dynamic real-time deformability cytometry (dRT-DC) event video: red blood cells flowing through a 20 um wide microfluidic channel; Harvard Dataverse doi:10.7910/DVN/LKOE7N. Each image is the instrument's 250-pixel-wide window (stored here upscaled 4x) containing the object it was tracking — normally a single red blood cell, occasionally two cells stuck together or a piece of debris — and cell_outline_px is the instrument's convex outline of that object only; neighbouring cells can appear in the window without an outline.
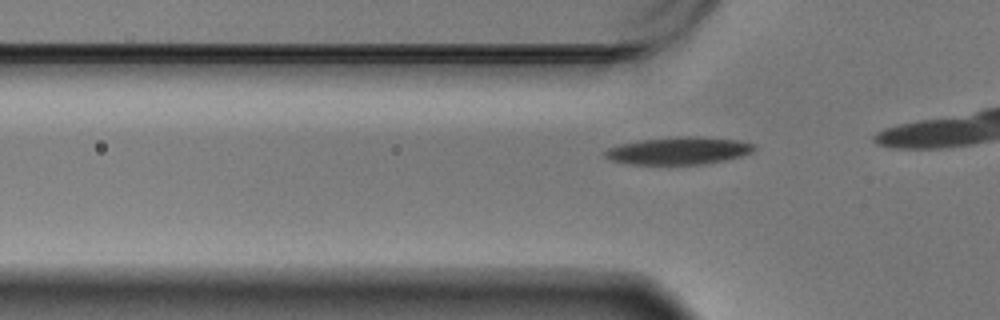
{"species": "Egyptian fruit bat (a non-hibernating species)", "species_latin": "Rousettus aegyptiacus", "temperature_condition": "warm", "stored_images_in_passage": 17, "camera_frame_rate_fps": 3000, "um_per_image_px": 0.085, "animal": {"sex": "male"}, "frame": {"image": 1, "passage_image": 11, "time_ms": 3.333, "image_size_px": [1000, 320], "cell_outline_px": [[756, 148], [752, 152], [744, 156], [704, 164], [628, 164], [612, 160], [604, 156], [604, 152], [608, 148], [620, 144], [640, 140], [676, 136], [696, 136], [736, 140], [756, 144]], "centroid_in_image_um": [57.71, 12.81], "position_along_channel_um": 68.1, "area_um2": 23.93}}
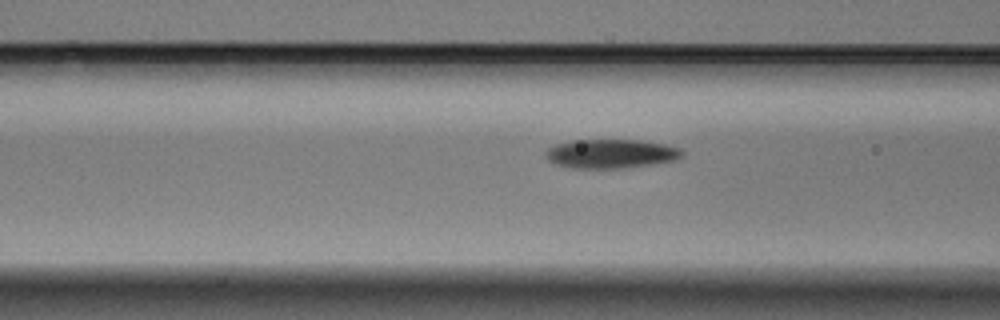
{"frame": {"image": 2, "passage_image": 15, "time_ms": 4.667, "image_size_px": [1000, 320], "cell_outline_px": [[684, 156], [676, 160], [652, 164], [624, 168], [572, 168], [556, 164], [548, 160], [544, 156], [544, 152], [548, 148], [556, 144], [572, 140], [640, 140], [664, 144], [680, 148], [684, 152]], "centroid_in_image_um": [51.93, 13.06], "position_along_channel_um": 114.7, "area_um2": 23.24}}